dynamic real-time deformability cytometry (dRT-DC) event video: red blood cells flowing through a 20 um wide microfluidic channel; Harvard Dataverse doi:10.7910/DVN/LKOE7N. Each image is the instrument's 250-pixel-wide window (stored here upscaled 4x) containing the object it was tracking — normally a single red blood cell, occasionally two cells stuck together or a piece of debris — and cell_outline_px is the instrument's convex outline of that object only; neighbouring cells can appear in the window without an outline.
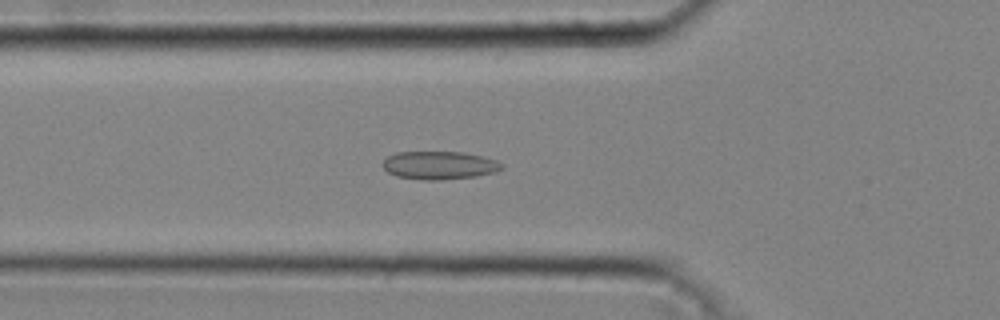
{"species": "common noctule bat (a hibernating species)", "species_latin": "Nyctalus noctula", "temperature_condition": "cold", "stored_images_in_passage": 44, "camera_frame_rate_fps": 3000, "um_per_image_px": 0.085, "animal": {"sex": "male", "body_mass_g": 20.4}, "frame": {"image": 1, "passage_image": 16, "time_ms": 5.0, "image_size_px": [1000, 320], "cell_outline_px": [[504, 168], [496, 172], [476, 176], [440, 180], [420, 180], [396, 176], [388, 172], [380, 164], [388, 156], [396, 152], [464, 152], [496, 160], [504, 164]], "centroid_in_image_um": [37.34, 14.05], "position_along_channel_um": 88.5, "area_um2": 19.65}}
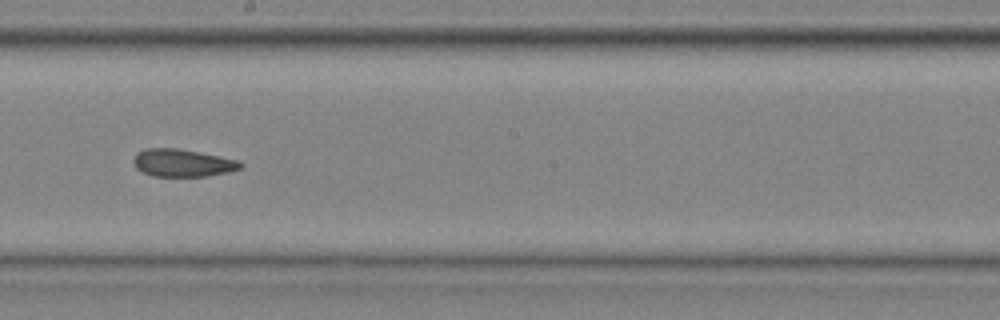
{"frame": {"image": 2, "passage_image": 26, "time_ms": 8.333, "image_size_px": [1000, 320], "cell_outline_px": [[244, 164], [240, 168], [228, 172], [208, 176], [152, 176], [136, 168], [132, 160], [136, 152], [144, 148], [180, 148], [240, 160]], "centroid_in_image_um": [15.51, 13.83], "position_along_channel_um": 232.7, "area_um2": 17.4}}
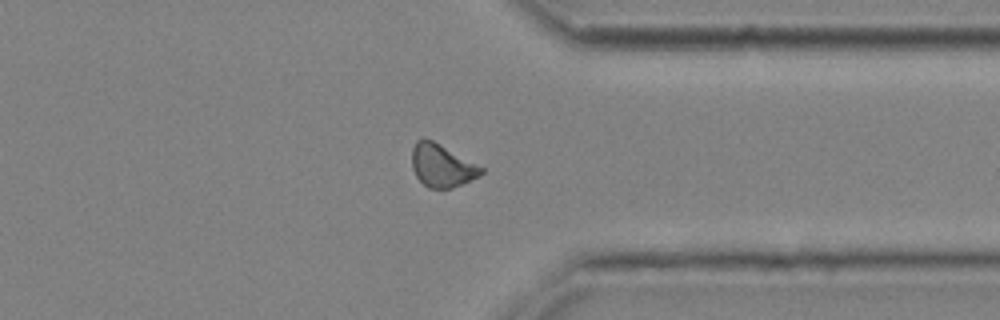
{"frame": {"image": 3, "passage_image": 36, "time_ms": 11.667, "image_size_px": [1000, 320], "cell_outline_px": [[484, 172], [480, 176], [452, 188], [428, 188], [416, 176], [412, 168], [412, 148], [416, 140], [424, 136], [440, 144], [484, 168]], "centroid_in_image_um": [37.54, 14.06], "position_along_channel_um": 373.9, "area_um2": 17.28}, "authors_computed_cell_mechanics": {"area_um2": 17.8313, "velocity_mm_per_s": 4.3152, "shape_relaxation_time_tau1_ms": null, "shape_relaxation_time_tau2_ms": 2.9002, "deformation_change_tau1": null, "deformation_change_tau2": 0.0971}}